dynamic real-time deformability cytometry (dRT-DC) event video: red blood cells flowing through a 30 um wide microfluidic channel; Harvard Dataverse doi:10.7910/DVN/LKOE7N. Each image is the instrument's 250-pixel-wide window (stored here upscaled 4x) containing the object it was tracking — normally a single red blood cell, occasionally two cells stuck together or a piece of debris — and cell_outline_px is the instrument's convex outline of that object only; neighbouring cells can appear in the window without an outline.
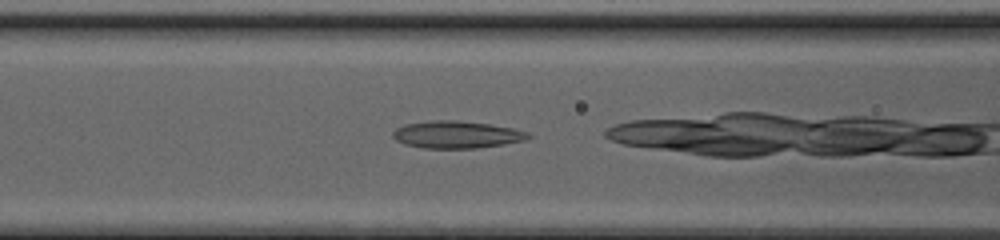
{"species": "common noctule bat (a hibernating species)", "species_latin": "Nyctalus noctula", "temperature_condition": "cold", "stored_images_in_passage": 38, "camera_frame_rate_fps": 3000, "um_per_image_px": 0.085, "animal": {"sex": "female", "body_mass_g": 20.0, "forearm_length_mm": 54.0}, "frame": {"image": 1, "passage_image": 19, "time_ms": 6.0, "image_size_px": [1000, 240], "cell_outline_px": [[532, 136], [524, 140], [476, 148], [424, 148], [404, 144], [396, 140], [392, 136], [392, 132], [396, 128], [404, 124], [432, 120], [456, 120], [488, 124], [512, 128], [528, 132]], "centroid_in_image_um": [38.76, 11.43], "position_along_channel_um": 127.8, "area_um2": 21.33}}
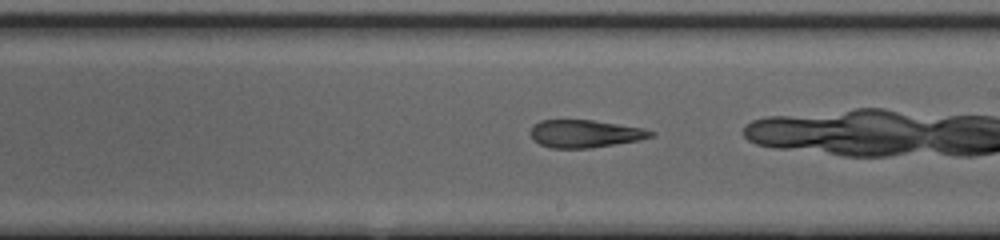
{"frame": {"image": 2, "passage_image": 27, "time_ms": 8.667, "image_size_px": [1000, 240], "cell_outline_px": [[656, 136], [640, 140], [588, 148], [552, 148], [540, 144], [532, 140], [528, 132], [532, 124], [540, 120], [592, 120], [644, 128], [656, 132]], "centroid_in_image_um": [49.7, 11.36], "position_along_channel_um": 239.3, "area_um2": 19.65}}
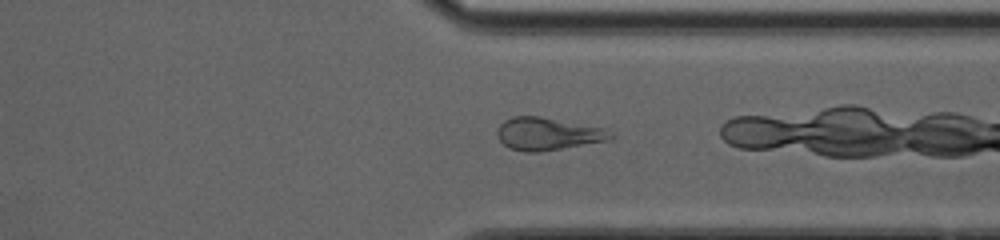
{"frame": {"image": 3, "passage_image": 36, "time_ms": 11.667, "image_size_px": [1000, 240], "cell_outline_px": [[616, 136], [612, 140], [536, 152], [524, 152], [508, 148], [496, 136], [496, 128], [504, 120], [512, 116], [540, 116], [604, 128], [612, 132]], "centroid_in_image_um": [46.55, 11.37], "position_along_channel_um": 364.8, "area_um2": 21.73}}